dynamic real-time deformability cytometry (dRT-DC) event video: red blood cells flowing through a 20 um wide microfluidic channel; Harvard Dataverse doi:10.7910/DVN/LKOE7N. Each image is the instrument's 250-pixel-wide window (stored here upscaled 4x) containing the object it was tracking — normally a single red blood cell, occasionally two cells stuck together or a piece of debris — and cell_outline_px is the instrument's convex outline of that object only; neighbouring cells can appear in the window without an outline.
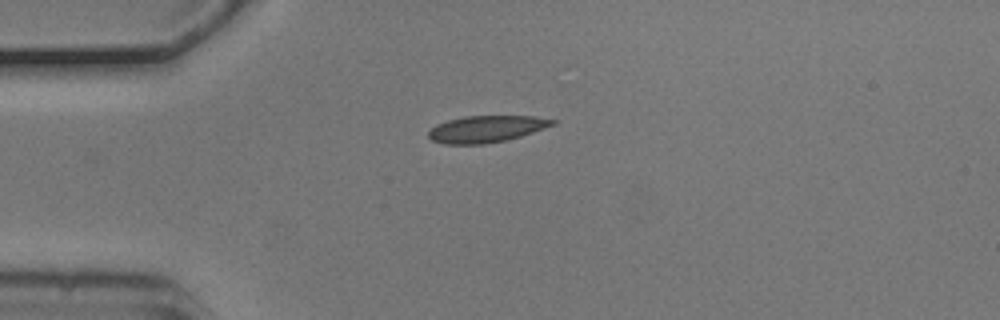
{"species": "common noctule bat (a hibernating species)", "species_latin": "Nyctalus noctula", "temperature_condition": "cold", "stored_images_in_passage": 3, "camera_frame_rate_fps": 3000, "um_per_image_px": 0.085, "animal": {"sex": "male", "body_mass_g": 20.5, "forearm_length_mm": 52.5}, "frame": {"image": 1, "passage_image": 1, "time_ms": 0.0, "image_size_px": [1000, 320], "cell_outline_px": [[556, 124], [520, 136], [504, 140], [484, 144], [444, 144], [432, 140], [428, 136], [428, 132], [436, 124], [448, 120], [464, 116], [536, 116], [556, 120]], "centroid_in_image_um": [41.33, 10.95], "position_along_channel_um": 43.7, "area_um2": 19.19}}